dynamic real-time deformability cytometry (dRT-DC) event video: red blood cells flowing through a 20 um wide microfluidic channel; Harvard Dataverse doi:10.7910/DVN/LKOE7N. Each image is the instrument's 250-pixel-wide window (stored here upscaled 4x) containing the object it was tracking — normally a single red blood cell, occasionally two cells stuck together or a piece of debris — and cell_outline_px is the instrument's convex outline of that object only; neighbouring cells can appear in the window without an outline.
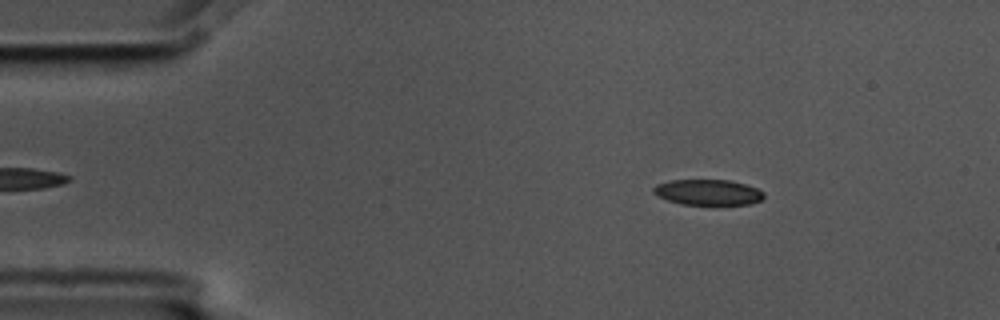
{"species": "common noctule bat (a hibernating species)", "species_latin": "Nyctalus noctula", "temperature_condition": "cold", "stored_images_in_passage": 4, "camera_frame_rate_fps": 3000, "um_per_image_px": 0.085, "animal": {"sex": "male", "body_mass_g": 17.5, "forearm_length_mm": 52.3}, "frame": {"image": 1, "passage_image": 2, "time_ms": 0.333, "image_size_px": [1000, 320], "cell_outline_px": [[764, 196], [760, 200], [752, 204], [712, 208], [680, 204], [668, 200], [652, 192], [652, 188], [656, 184], [672, 180], [728, 180], [744, 184], [756, 188], [764, 192]], "centroid_in_image_um": [60.2, 16.4], "position_along_channel_um": 24.8, "area_um2": 17.34}}